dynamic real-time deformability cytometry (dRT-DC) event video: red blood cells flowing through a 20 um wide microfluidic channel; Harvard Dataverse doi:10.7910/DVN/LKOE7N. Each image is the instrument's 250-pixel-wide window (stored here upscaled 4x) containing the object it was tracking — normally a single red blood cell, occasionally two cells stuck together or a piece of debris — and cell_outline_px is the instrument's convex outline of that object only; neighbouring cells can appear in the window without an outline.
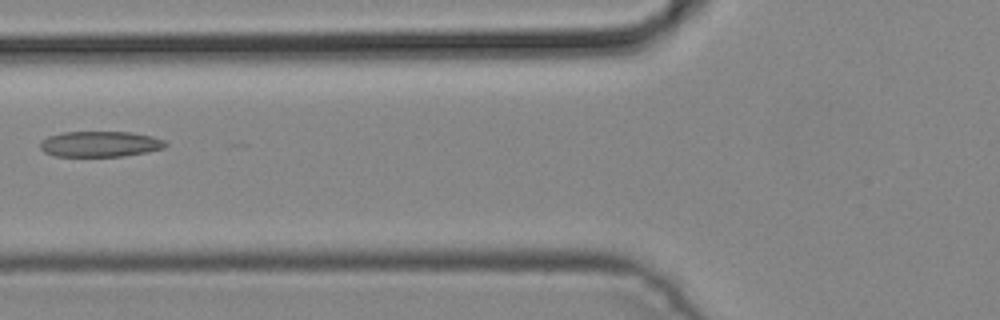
{"species": "common noctule bat (a hibernating species)", "species_latin": "Nyctalus noctula", "temperature_condition": "cold", "stored_images_in_passage": 4, "camera_frame_rate_fps": 3000, "um_per_image_px": 0.085, "animal": {"sex": "male", "body_mass_g": 19.2, "forearm_length_mm": 51.8}, "frame": {"image": 1, "passage_image": 3, "time_ms": 0.667, "image_size_px": [1000, 320], "cell_outline_px": [[168, 144], [164, 148], [148, 152], [124, 156], [52, 156], [44, 152], [40, 148], [40, 140], [48, 136], [64, 132], [128, 132], [152, 136], [164, 140]], "centroid_in_image_um": [8.49, 12.25], "position_along_channel_um": 117.3, "area_um2": 18.84}}
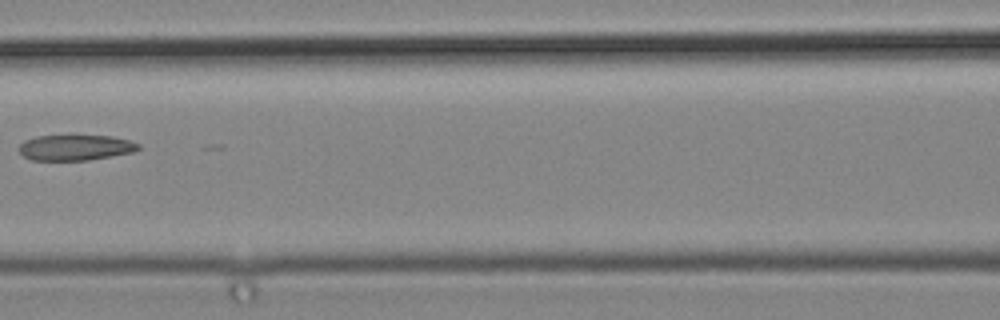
{"frame": {"image": 2, "passage_image": 4, "time_ms": 1.0, "image_size_px": [1000, 320], "cell_outline_px": [[140, 148], [132, 152], [112, 156], [88, 160], [32, 160], [24, 156], [20, 152], [20, 144], [24, 140], [36, 136], [72, 132], [112, 136], [128, 140], [140, 144]], "centroid_in_image_um": [6.4, 12.48], "position_along_channel_um": 160.2, "area_um2": 18.73}}